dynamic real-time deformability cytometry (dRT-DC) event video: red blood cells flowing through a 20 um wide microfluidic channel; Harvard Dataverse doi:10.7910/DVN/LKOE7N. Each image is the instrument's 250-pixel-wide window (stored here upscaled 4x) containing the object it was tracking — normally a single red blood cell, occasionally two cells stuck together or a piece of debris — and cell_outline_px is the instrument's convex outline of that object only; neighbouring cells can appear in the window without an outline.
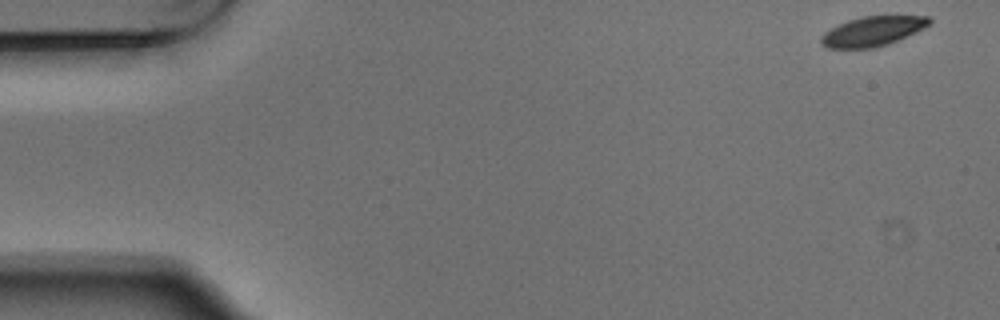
{"species": "Egyptian fruit bat (a non-hibernating species)", "species_latin": "Rousettus aegyptiacus", "temperature_condition": "warm", "stored_images_in_passage": 9, "camera_frame_rate_fps": 3000, "um_per_image_px": 0.085, "animal": {"sex": "male"}, "frame": {"image": 1, "passage_image": 1, "time_ms": 0.0, "image_size_px": [1000, 320], "cell_outline_px": [[932, 20], [924, 28], [888, 44], [876, 48], [828, 48], [820, 44], [820, 36], [824, 32], [848, 20], [864, 16], [928, 16]], "centroid_in_image_um": [74.14, 2.66], "position_along_channel_um": 10.9, "area_um2": 18.55}}
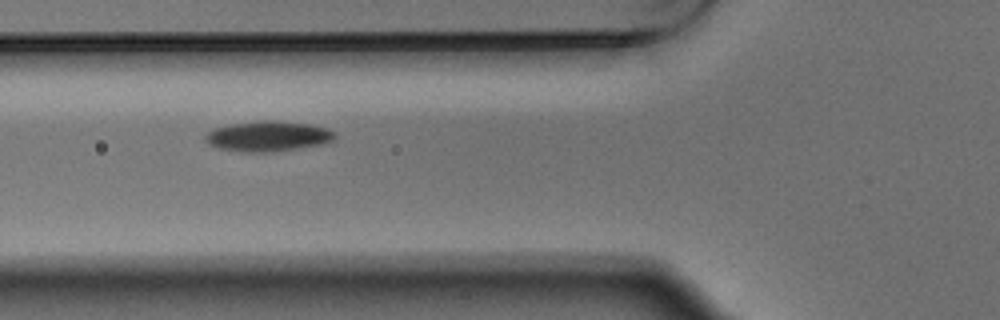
{"frame": {"image": 2, "passage_image": 6, "time_ms": 1.667, "image_size_px": [1000, 320], "cell_outline_px": [[336, 136], [332, 140], [320, 144], [296, 148], [268, 152], [244, 152], [220, 148], [208, 144], [204, 140], [204, 136], [212, 128], [228, 124], [256, 120], [276, 120], [308, 124], [328, 128], [336, 132]], "centroid_in_image_um": [22.73, 11.55], "position_along_channel_um": 103.1, "area_um2": 22.95}}
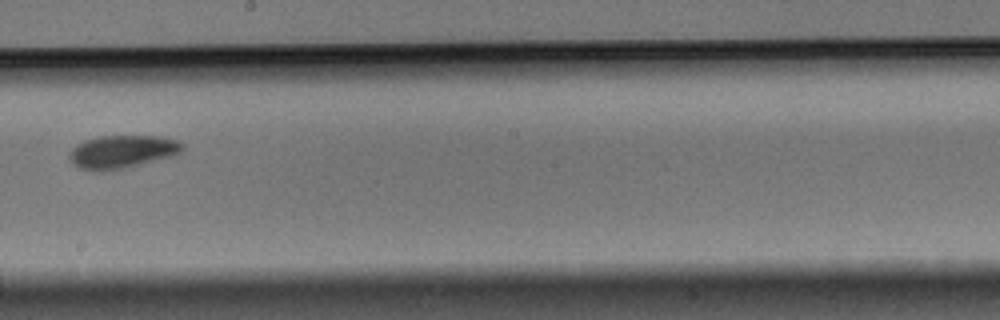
{"frame": {"image": 3, "passage_image": 9, "time_ms": 2.667, "image_size_px": [1000, 320], "cell_outline_px": [[184, 148], [180, 152], [172, 156], [120, 168], [100, 172], [80, 168], [72, 164], [68, 156], [72, 148], [76, 144], [84, 140], [100, 136], [160, 136], [176, 140], [184, 144]], "centroid_in_image_um": [10.34, 12.88], "position_along_channel_um": 237.9, "area_um2": 21.56}}